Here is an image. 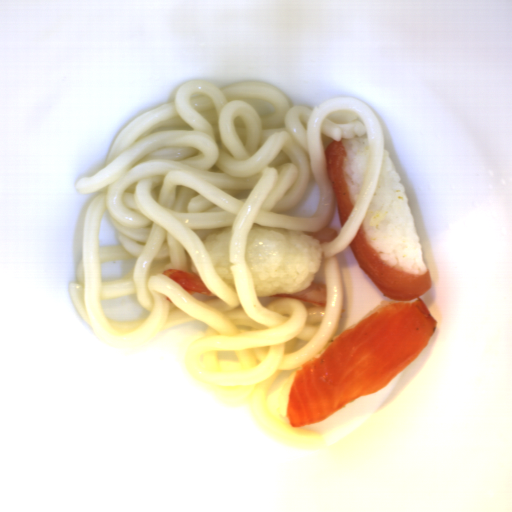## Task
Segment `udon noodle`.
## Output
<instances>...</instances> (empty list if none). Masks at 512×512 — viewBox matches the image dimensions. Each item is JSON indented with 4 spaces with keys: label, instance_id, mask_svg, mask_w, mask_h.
Returning <instances> with one entry per match:
<instances>
[{
    "label": "udon noodle",
    "instance_id": "d5520da0",
    "mask_svg": "<svg viewBox=\"0 0 512 512\" xmlns=\"http://www.w3.org/2000/svg\"><path fill=\"white\" fill-rule=\"evenodd\" d=\"M369 135L362 191L341 233L322 246L325 308L296 299L262 306L246 252L253 225L318 232L330 225L334 193L325 160L328 143ZM386 144L371 107L337 97L296 106L265 82L221 89L207 79L179 86L174 100L142 113L118 132L106 166L77 180L95 194L83 219V257L68 296L105 346L127 347L197 320L202 337L188 346V372L200 383L247 390L248 407L264 431L286 445H318L268 407L271 384L310 361L331 340L343 312L338 256L354 241L381 174ZM314 175L321 189L312 217L274 214L297 205ZM104 211L121 244L99 246ZM136 256L123 281H102L101 263ZM200 274L216 296L187 293L162 274ZM135 294L148 318L114 322L101 301Z\"/></svg>",
    "mask_w": 512,
    "mask_h": 512
}]
</instances>
